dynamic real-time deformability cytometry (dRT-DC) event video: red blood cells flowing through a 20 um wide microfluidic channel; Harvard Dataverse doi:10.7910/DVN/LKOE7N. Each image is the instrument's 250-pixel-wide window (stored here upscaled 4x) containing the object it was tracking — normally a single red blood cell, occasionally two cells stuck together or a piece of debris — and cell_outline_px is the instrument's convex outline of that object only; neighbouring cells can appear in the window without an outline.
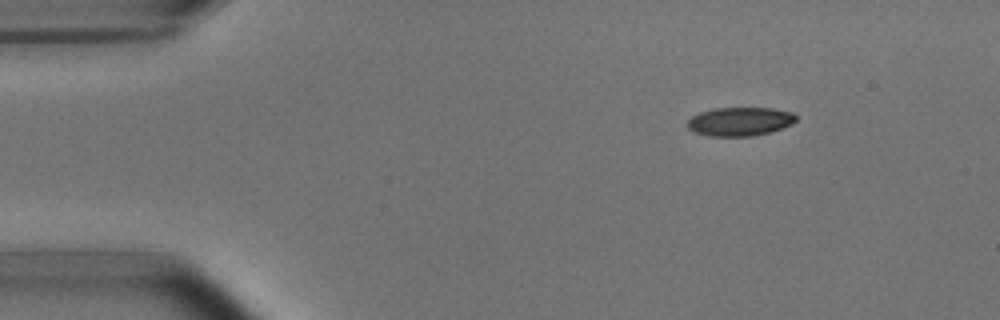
{"species": "common noctule bat (a hibernating species)", "species_latin": "Nyctalus noctula", "temperature_condition": "room temperature", "stored_images_in_passage": 47, "camera_frame_rate_fps": 3000, "um_per_image_px": 0.085, "animal": {"sex": "male", "body_mass_g": 15.6}, "frame": {"image": 1, "passage_image": 2, "time_ms": 0.333, "image_size_px": [1000, 320], "cell_outline_px": [[796, 120], [792, 124], [772, 132], [752, 136], [708, 136], [696, 132], [688, 128], [688, 120], [692, 116], [700, 112], [716, 108], [772, 108], [792, 112], [796, 116]], "centroid_in_image_um": [62.91, 10.33], "position_along_channel_um": 22.1, "area_um2": 18.15}}
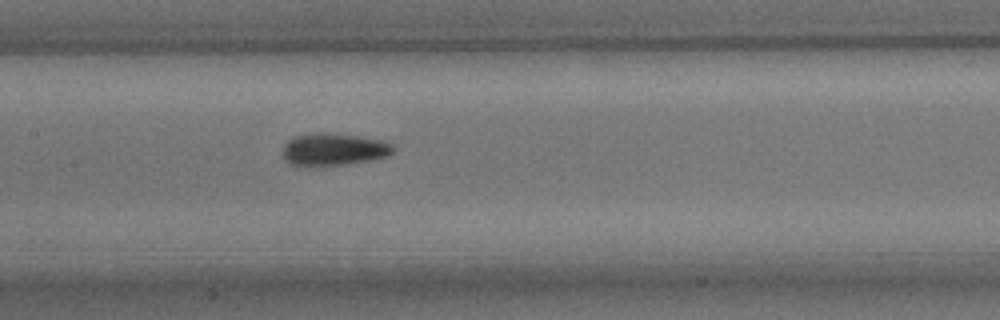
{"frame": {"image": 2, "passage_image": 20, "time_ms": 6.333, "image_size_px": [1000, 320], "cell_outline_px": [[396, 148], [392, 152], [384, 156], [368, 160], [344, 164], [308, 168], [288, 164], [284, 160], [280, 152], [284, 144], [292, 136], [316, 132], [328, 132], [384, 140], [392, 144]], "centroid_in_image_um": [28.24, 12.71], "position_along_channel_um": 179.2, "area_um2": 21.44}}
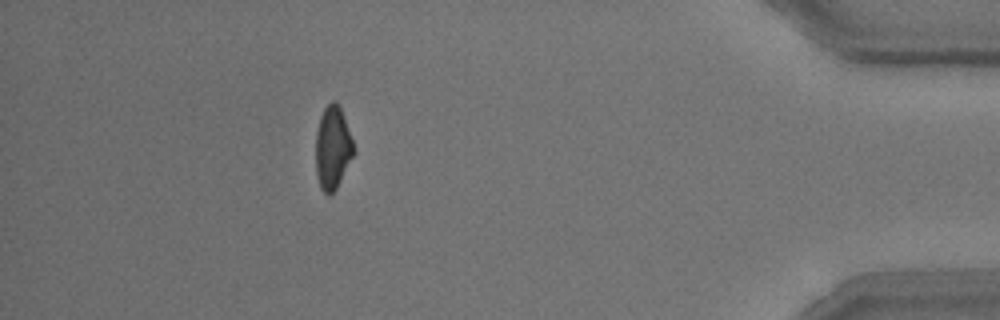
{"frame": {"image": 3, "passage_image": 42, "time_ms": 13.667, "image_size_px": [1000, 320], "cell_outline_px": [[356, 152], [336, 188], [328, 196], [320, 188], [316, 172], [316, 132], [320, 116], [324, 108], [332, 100], [336, 100], [340, 108], [352, 140]], "centroid_in_image_um": [28.27, 12.56], "position_along_channel_um": 406.9, "area_um2": 18.26}}